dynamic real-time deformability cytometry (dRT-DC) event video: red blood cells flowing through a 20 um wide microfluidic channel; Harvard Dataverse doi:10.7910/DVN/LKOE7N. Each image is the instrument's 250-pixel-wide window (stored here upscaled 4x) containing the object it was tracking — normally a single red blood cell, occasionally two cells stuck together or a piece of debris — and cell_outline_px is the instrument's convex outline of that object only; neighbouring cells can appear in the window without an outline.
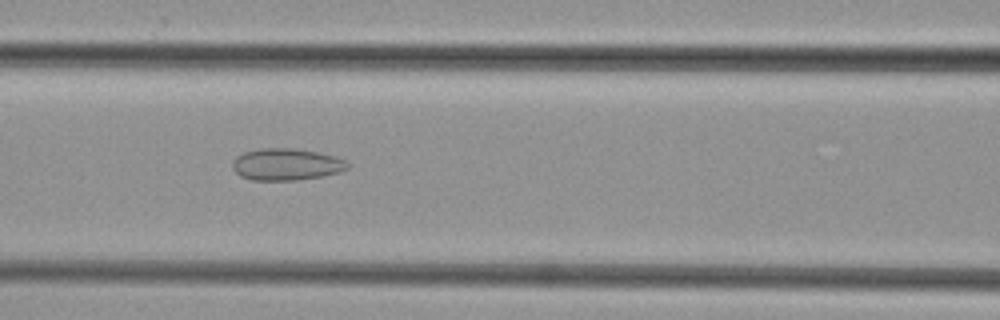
{"species": "common noctule bat (a hibernating species)", "species_latin": "Nyctalus noctula", "temperature_condition": "cold", "stored_images_in_passage": 42, "camera_frame_rate_fps": 3000, "um_per_image_px": 0.085, "animal": {"sex": "female", "body_mass_g": 29.2, "forearm_length_mm": 56.3}, "frame": {"image": 1, "passage_image": 15, "time_ms": 4.667, "image_size_px": [1000, 320], "cell_outline_px": [[352, 164], [348, 168], [340, 172], [324, 176], [300, 180], [252, 180], [240, 176], [232, 168], [232, 160], [236, 156], [244, 152], [260, 148], [296, 148], [320, 152], [336, 156]], "centroid_in_image_um": [24.36, 13.97], "position_along_channel_um": 142.2, "area_um2": 21.79}}
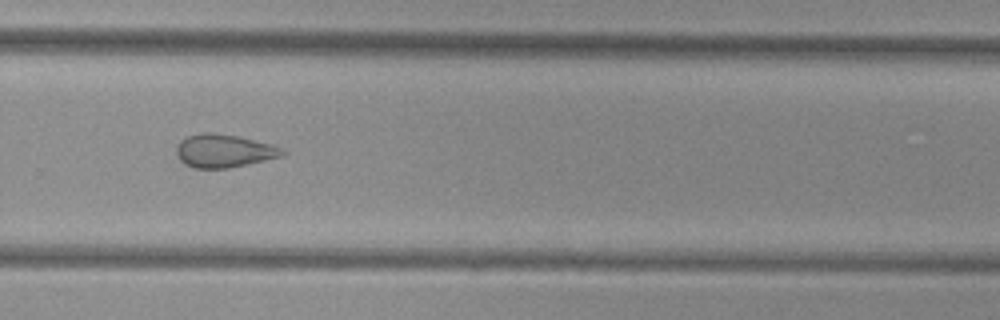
{"frame": {"image": 2, "passage_image": 27, "time_ms": 8.667, "image_size_px": [1000, 320], "cell_outline_px": [[288, 152], [284, 156], [228, 168], [192, 168], [184, 164], [176, 156], [176, 144], [180, 140], [188, 136], [200, 132], [212, 132], [236, 136], [272, 144], [284, 148]], "centroid_in_image_um": [19.03, 12.82], "position_along_channel_um": 310.8, "area_um2": 20.75}}
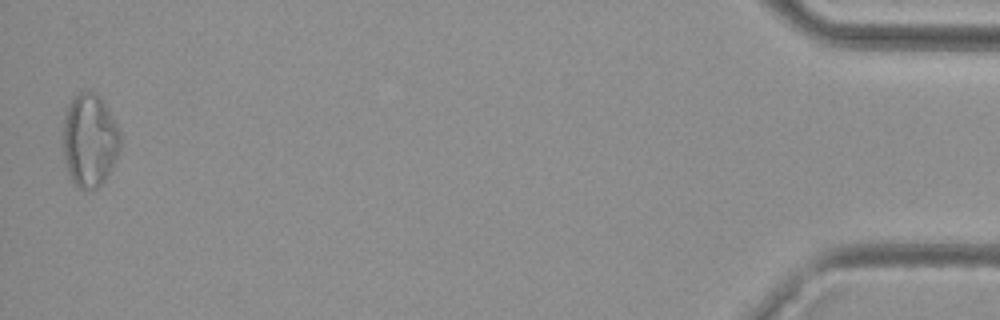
{"frame": {"image": 3, "passage_image": 42, "time_ms": 13.667, "image_size_px": [1000, 320], "cell_outline_px": [[120, 152], [112, 168], [104, 180], [96, 188], [80, 188], [68, 176], [64, 164], [60, 144], [60, 136], [64, 112], [68, 104], [80, 92], [92, 92], [100, 96], [104, 100], [120, 132]], "centroid_in_image_um": [7.56, 11.92], "position_along_channel_um": 427.6, "area_um2": 31.96}}